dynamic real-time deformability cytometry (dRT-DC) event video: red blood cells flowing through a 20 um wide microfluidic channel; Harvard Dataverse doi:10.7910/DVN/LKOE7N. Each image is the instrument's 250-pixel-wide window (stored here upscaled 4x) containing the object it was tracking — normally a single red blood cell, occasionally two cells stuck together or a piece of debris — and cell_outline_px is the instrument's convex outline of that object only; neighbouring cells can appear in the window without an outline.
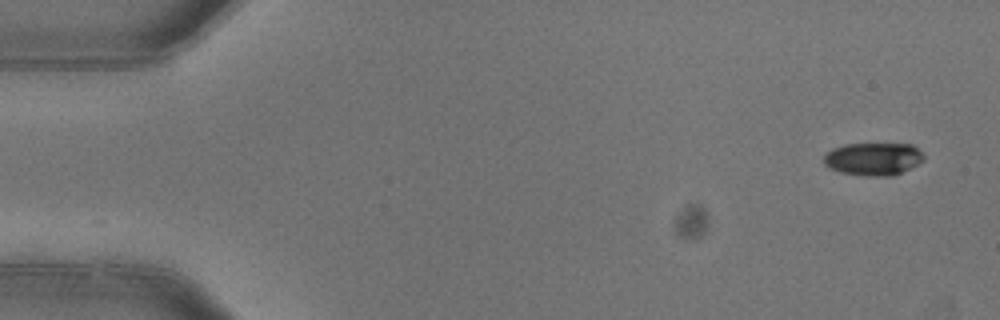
{"species": "common noctule bat (a hibernating species)", "species_latin": "Nyctalus noctula", "temperature_condition": "warm", "stored_images_in_passage": 4, "camera_frame_rate_fps": 3000, "um_per_image_px": 0.085, "animal": {"sex": "female"}, "frame": {"image": 1, "passage_image": 1, "time_ms": 0.0, "image_size_px": [1000, 320], "cell_outline_px": [[924, 160], [892, 176], [864, 176], [840, 172], [828, 168], [824, 164], [824, 156], [832, 148], [848, 144], [912, 144], [924, 156]], "centroid_in_image_um": [74.19, 13.51], "position_along_channel_um": 10.8, "area_um2": 18.9}}
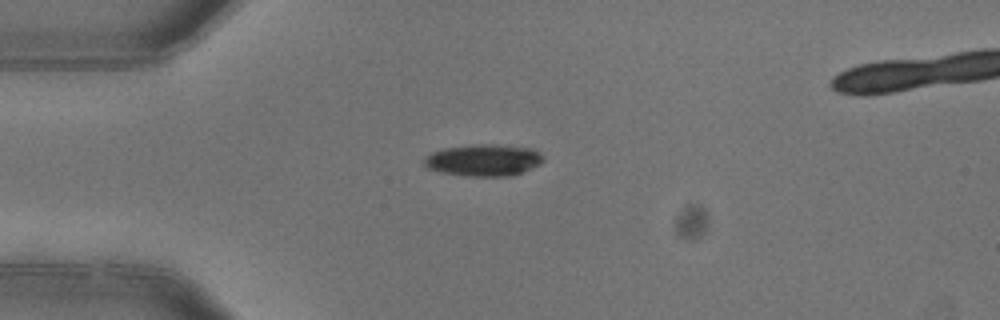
{"frame": {"image": 2, "passage_image": 4, "time_ms": 1.0, "image_size_px": [1000, 320], "cell_outline_px": [[544, 160], [540, 164], [512, 176], [468, 176], [440, 172], [428, 168], [424, 164], [424, 156], [432, 152], [444, 148], [472, 144], [500, 144], [532, 148], [540, 152], [544, 156]], "centroid_in_image_um": [41.12, 13.6], "position_along_channel_um": 43.9, "area_um2": 22.31}}